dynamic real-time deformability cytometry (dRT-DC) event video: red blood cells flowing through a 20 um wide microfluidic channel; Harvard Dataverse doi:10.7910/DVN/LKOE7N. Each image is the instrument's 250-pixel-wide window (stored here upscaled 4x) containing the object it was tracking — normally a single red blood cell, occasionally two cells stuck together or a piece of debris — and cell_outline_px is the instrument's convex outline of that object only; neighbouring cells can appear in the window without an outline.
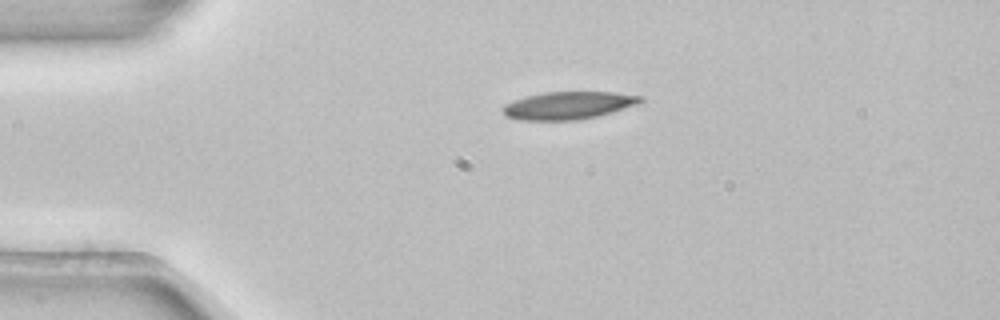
{"species": "common noctule bat (a hibernating species)", "species_latin": "Nyctalus noctula", "temperature_condition": "room temperature", "stored_images_in_passage": 42, "camera_frame_rate_fps": 3000, "um_per_image_px": 0.085, "animal": {"sex": "female", "body_mass_g": 22.7, "forearm_length_mm": 54.2}, "frame": {"image": 1, "passage_image": 1, "time_ms": 0.0, "image_size_px": [1000, 320], "cell_outline_px": [[644, 100], [636, 104], [612, 112], [596, 116], [576, 120], [520, 120], [508, 116], [500, 108], [504, 104], [528, 96], [544, 92], [616, 92], [644, 96]], "centroid_in_image_um": [48.33, 8.95], "position_along_channel_um": 36.7, "area_um2": 21.96}}
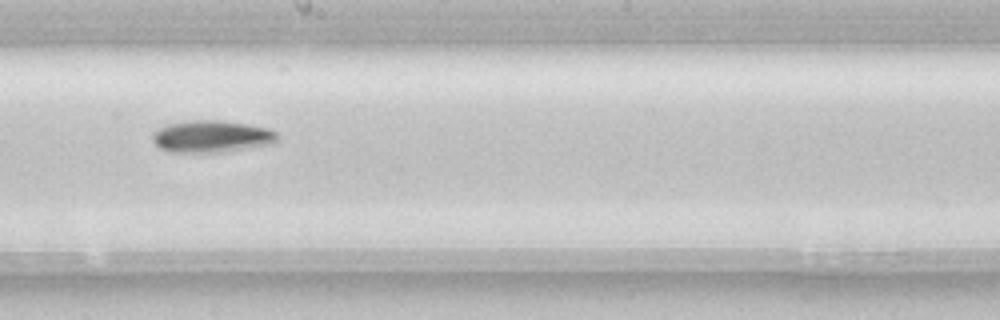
{"frame": {"image": 2, "passage_image": 19, "time_ms": 6.0, "image_size_px": [1000, 320], "cell_outline_px": [[280, 140], [276, 144], [224, 152], [172, 152], [160, 148], [152, 140], [152, 132], [168, 124], [188, 120], [220, 120], [248, 124], [268, 128], [276, 132], [280, 136]], "centroid_in_image_um": [18.06, 11.6], "position_along_channel_um": 230.1, "area_um2": 23.7}}
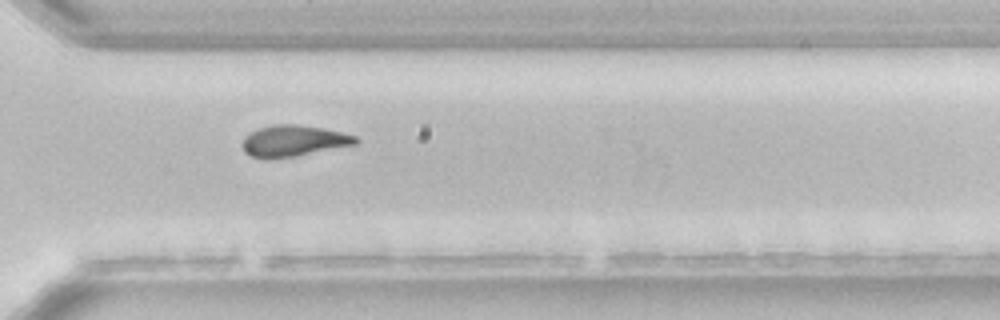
{"frame": {"image": 3, "passage_image": 28, "time_ms": 9.0, "image_size_px": [1000, 320], "cell_outline_px": [[360, 140], [356, 144], [296, 156], [268, 160], [264, 160], [252, 156], [244, 152], [240, 144], [244, 136], [260, 128], [272, 124], [296, 124], [324, 128], [356, 136]], "centroid_in_image_um": [24.9, 11.99], "position_along_channel_um": 345.7, "area_um2": 20.87}, "authors_computed_cell_mechanics": {"area_um2": 21.8484, "velocity_mm_per_s": 3.8608, "shape_relaxation_time_tau1_ms": 3.213, "shape_relaxation_time_tau2_ms": null, "deformation_change_tau1": 0.1334, "deformation_change_tau2": null}}